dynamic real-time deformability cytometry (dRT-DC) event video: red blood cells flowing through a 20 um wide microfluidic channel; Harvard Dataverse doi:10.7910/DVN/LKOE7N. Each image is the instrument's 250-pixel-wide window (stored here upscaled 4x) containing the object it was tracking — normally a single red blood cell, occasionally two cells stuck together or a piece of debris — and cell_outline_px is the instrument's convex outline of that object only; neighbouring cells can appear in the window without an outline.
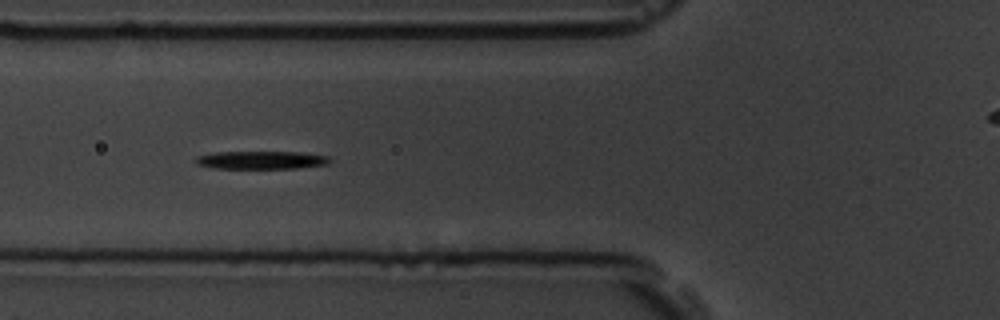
{"species": "common noctule bat (a hibernating species)", "species_latin": "Nyctalus noctula", "temperature_condition": "room temperature", "stored_images_in_passage": 15, "camera_frame_rate_fps": 3000, "um_per_image_px": 0.085, "animal": {"sex": "male", "body_mass_g": 19.5, "forearm_length_mm": 54.6}, "frame": {"image": 1, "passage_image": 5, "time_ms": 5.333, "image_size_px": [1000, 320], "cell_outline_px": [[332, 160], [328, 164], [296, 168], [212, 168], [196, 164], [196, 156], [216, 152], [300, 152], [328, 156]], "centroid_in_image_um": [22.21, 13.6], "position_along_channel_um": 103.6, "area_um2": 13.99}}
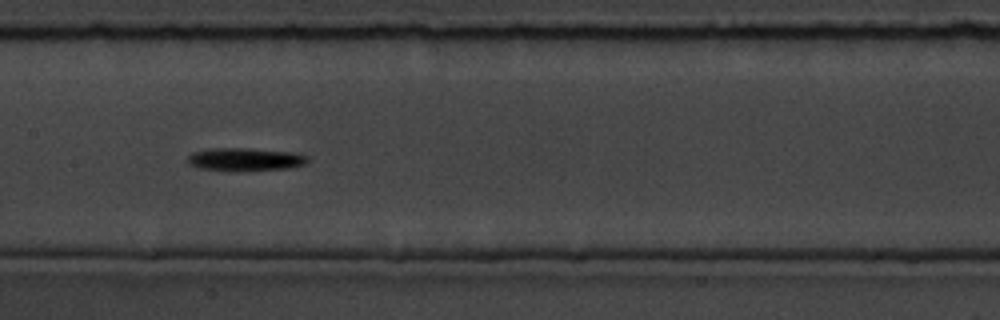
{"frame": {"image": 2, "passage_image": 7, "time_ms": 7.667, "image_size_px": [1000, 320], "cell_outline_px": [[308, 160], [304, 164], [288, 168], [228, 172], [200, 168], [188, 164], [188, 156], [192, 152], [208, 148], [248, 148], [288, 152], [308, 156]], "centroid_in_image_um": [20.75, 13.56], "position_along_channel_um": 186.6, "area_um2": 16.18}, "authors_computed_cell_mechanics": {"area_um2": 14.2188, "velocity_mm_per_s": 3.5596, "shape_relaxation_time_tau1_ms": 1.8921, "shape_relaxation_time_tau2_ms": null, "deformation_change_tau1": 0.1191, "deformation_change_tau2": null}}